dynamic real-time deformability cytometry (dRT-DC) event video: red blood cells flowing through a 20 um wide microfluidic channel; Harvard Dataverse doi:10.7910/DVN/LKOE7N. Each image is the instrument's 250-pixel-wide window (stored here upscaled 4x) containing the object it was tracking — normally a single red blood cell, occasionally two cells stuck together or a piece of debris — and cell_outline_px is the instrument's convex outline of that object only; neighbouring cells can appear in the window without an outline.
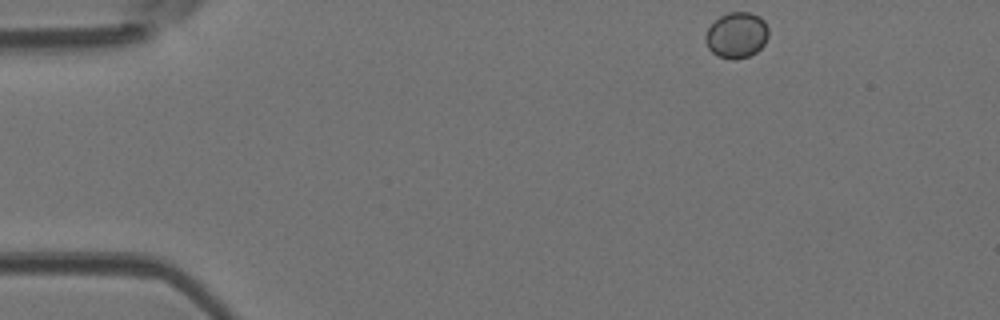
{"species": "Egyptian fruit bat (a non-hibernating species)", "species_latin": "Rousettus aegyptiacus", "temperature_condition": "room temperature", "stored_images_in_passage": 3, "camera_frame_rate_fps": 3000, "um_per_image_px": 0.085, "animal": {"sex": "female"}, "frame": {"image": 1, "passage_image": 1, "time_ms": 0.0, "image_size_px": [1000, 320], "cell_outline_px": [[768, 36], [764, 44], [756, 52], [748, 56], [732, 60], [716, 56], [708, 48], [704, 40], [704, 36], [708, 28], [720, 16], [728, 12], [748, 12], [760, 16], [764, 20], [768, 28]], "centroid_in_image_um": [62.6, 2.99], "position_along_channel_um": 22.4, "area_um2": 16.94}}